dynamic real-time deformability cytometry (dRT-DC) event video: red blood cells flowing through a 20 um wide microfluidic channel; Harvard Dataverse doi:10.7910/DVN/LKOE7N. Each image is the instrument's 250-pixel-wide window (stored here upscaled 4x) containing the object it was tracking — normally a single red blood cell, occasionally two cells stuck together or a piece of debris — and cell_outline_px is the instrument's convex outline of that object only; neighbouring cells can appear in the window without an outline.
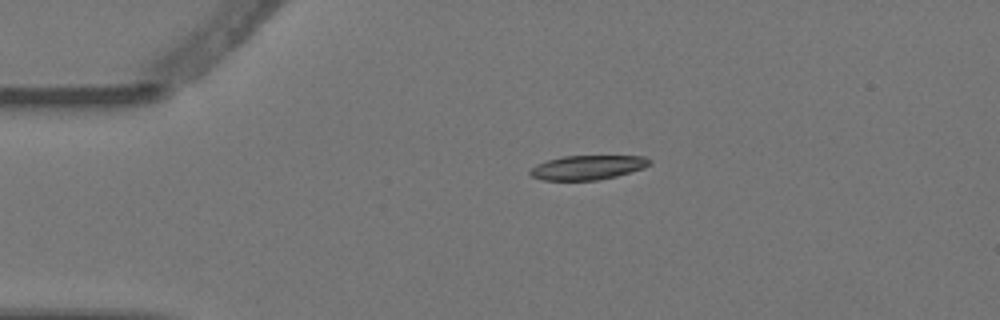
{"species": "Egyptian fruit bat (a non-hibernating species)", "species_latin": "Rousettus aegyptiacus", "temperature_condition": "warm", "stored_images_in_passage": 2, "camera_frame_rate_fps": 3000, "um_per_image_px": 0.085, "animal": {"sex": "female"}, "frame": {"image": 1, "passage_image": 1, "time_ms": 0.0, "image_size_px": [1000, 320], "cell_outline_px": [[652, 164], [644, 168], [616, 176], [596, 180], [544, 180], [532, 176], [528, 172], [536, 164], [548, 160], [564, 156], [644, 156], [652, 160]], "centroid_in_image_um": [49.98, 14.23], "position_along_channel_um": 35.0, "area_um2": 16.88}}